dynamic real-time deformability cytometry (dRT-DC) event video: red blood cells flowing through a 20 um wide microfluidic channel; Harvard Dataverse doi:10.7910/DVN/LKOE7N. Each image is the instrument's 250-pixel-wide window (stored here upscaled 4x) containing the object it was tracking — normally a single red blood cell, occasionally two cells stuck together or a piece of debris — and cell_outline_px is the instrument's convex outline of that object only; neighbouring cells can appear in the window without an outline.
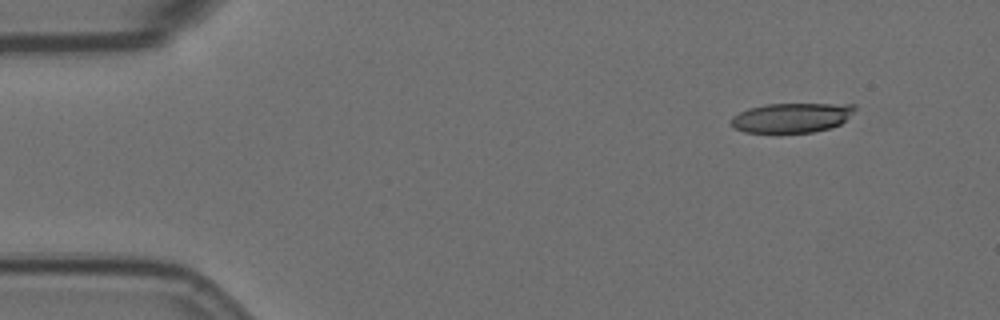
{"species": "Egyptian fruit bat (a non-hibernating species)", "species_latin": "Rousettus aegyptiacus", "temperature_condition": "room temperature", "stored_images_in_passage": 16, "camera_frame_rate_fps": 3000, "um_per_image_px": 0.085, "animal": {"sex": "female"}, "frame": {"image": 1, "passage_image": 1, "time_ms": 0.0, "image_size_px": [1000, 320], "cell_outline_px": [[856, 108], [840, 124], [828, 128], [812, 132], [780, 136], [744, 132], [732, 128], [732, 116], [748, 108], [764, 104], [856, 104]], "centroid_in_image_um": [67.2, 10.05], "position_along_channel_um": 17.8, "area_um2": 22.14}}
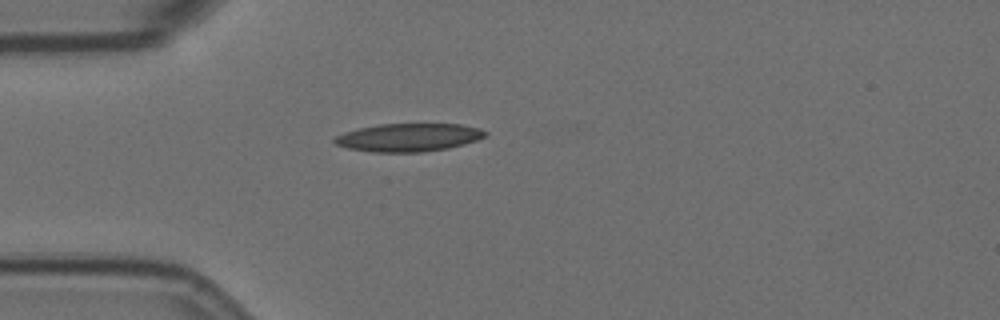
{"frame": {"image": 2, "passage_image": 11, "time_ms": 3.333, "image_size_px": [1000, 320], "cell_outline_px": [[488, 132], [484, 136], [476, 140], [464, 144], [448, 148], [420, 152], [372, 152], [348, 148], [336, 144], [332, 140], [336, 136], [344, 132], [356, 128], [380, 124], [460, 124], [480, 128]], "centroid_in_image_um": [34.71, 11.68], "position_along_channel_um": 50.3, "area_um2": 24.62}}
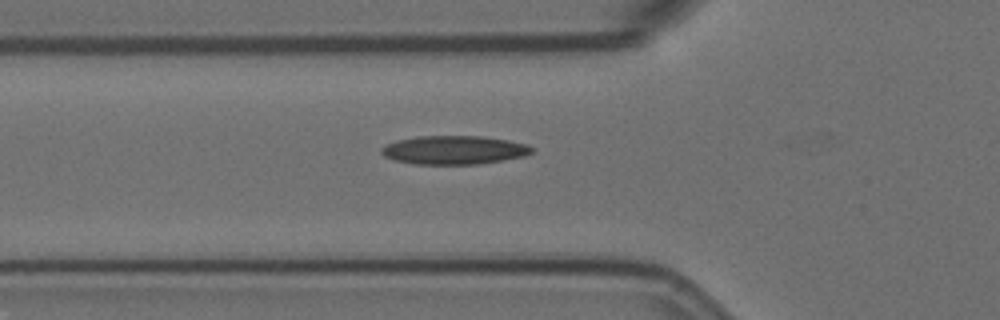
{"frame": {"image": 3, "passage_image": 15, "time_ms": 4.667, "image_size_px": [1000, 320], "cell_outline_px": [[532, 152], [524, 156], [476, 164], [416, 164], [396, 160], [384, 156], [380, 152], [380, 148], [396, 140], [416, 136], [480, 136], [508, 140], [528, 144], [532, 148]], "centroid_in_image_um": [38.57, 12.74], "position_along_channel_um": 87.2, "area_um2": 24.91}}